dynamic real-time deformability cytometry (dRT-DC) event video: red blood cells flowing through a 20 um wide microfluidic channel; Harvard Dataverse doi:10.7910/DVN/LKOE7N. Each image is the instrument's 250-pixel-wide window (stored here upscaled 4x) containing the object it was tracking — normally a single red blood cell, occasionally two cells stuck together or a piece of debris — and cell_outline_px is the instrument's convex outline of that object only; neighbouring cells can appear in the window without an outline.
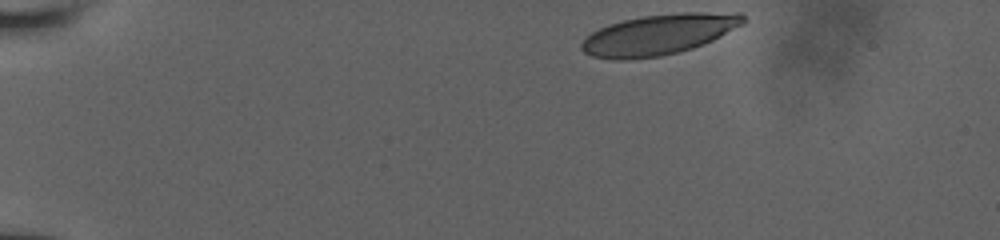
{"species": "human", "species_latin": "Homo sapiens", "temperature_condition": "room temperature", "stored_images_in_passage": 28, "camera_frame_rate_fps": 3000, "um_per_image_px": 0.085, "donor": {"sex": "male"}, "frame": {"image": 1, "passage_image": 1, "time_ms": 0.0, "image_size_px": [1000, 240], "cell_outline_px": [[744, 24], [704, 44], [692, 48], [660, 56], [624, 60], [616, 60], [592, 56], [584, 52], [580, 48], [580, 44], [592, 32], [608, 24], [624, 20], [644, 16], [680, 12], [744, 12]], "centroid_in_image_um": [56.02, 2.92], "position_along_channel_um": 29.0, "area_um2": 38.15}}
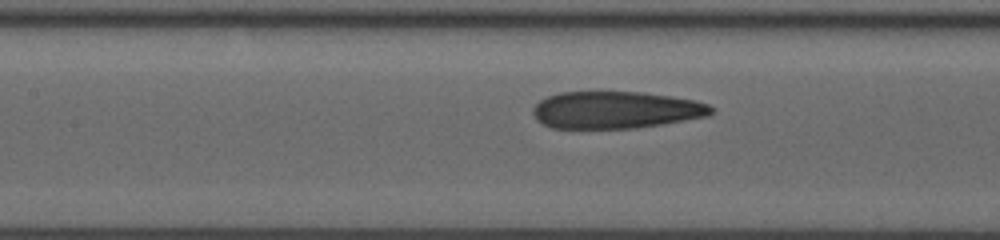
{"frame": {"image": 2, "passage_image": 17, "time_ms": 5.667, "image_size_px": [1000, 240], "cell_outline_px": [[716, 112], [708, 116], [636, 128], [552, 128], [536, 120], [532, 112], [532, 108], [540, 100], [548, 96], [560, 92], [644, 92], [672, 96], [696, 100], [708, 104], [716, 108]], "centroid_in_image_um": [52.37, 9.34], "position_along_channel_um": 155.0, "area_um2": 38.78}}
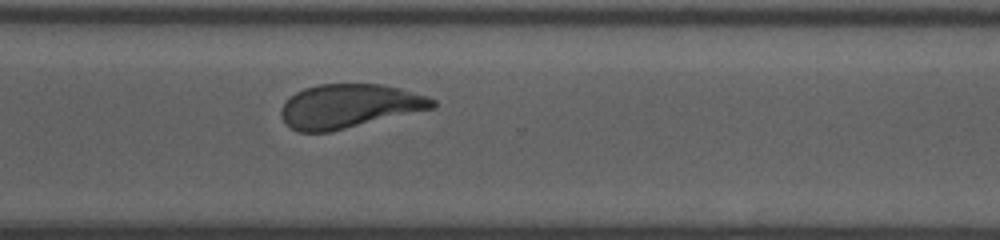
{"frame": {"image": 3, "passage_image": 28, "time_ms": 10.333, "image_size_px": [1000, 240], "cell_outline_px": [[436, 108], [332, 132], [300, 132], [292, 128], [280, 116], [280, 108], [296, 92], [304, 88], [320, 84], [380, 84], [400, 88], [428, 96], [436, 100]], "centroid_in_image_um": [29.73, 9.03], "position_along_channel_um": 340.9, "area_um2": 38.96}}